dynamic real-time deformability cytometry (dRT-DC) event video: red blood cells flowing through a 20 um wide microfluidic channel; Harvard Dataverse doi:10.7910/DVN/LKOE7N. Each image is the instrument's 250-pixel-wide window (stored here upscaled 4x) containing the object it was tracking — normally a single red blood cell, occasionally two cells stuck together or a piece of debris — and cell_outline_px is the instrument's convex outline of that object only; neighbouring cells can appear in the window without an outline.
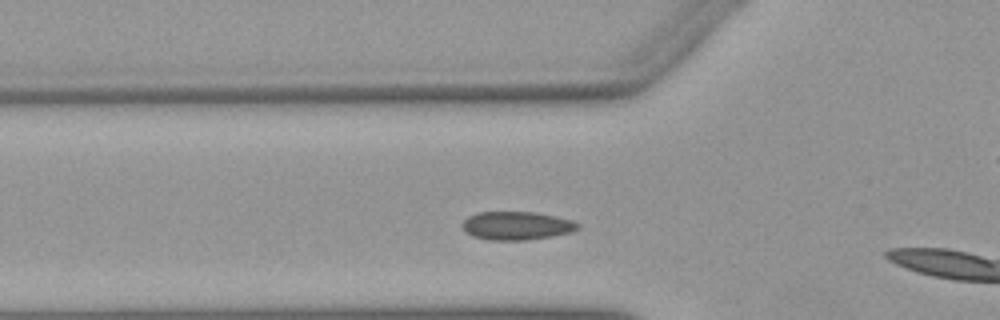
{"species": "Egyptian fruit bat (a non-hibernating species)", "species_latin": "Rousettus aegyptiacus", "temperature_condition": "warm", "stored_images_in_passage": 26, "camera_frame_rate_fps": 3000, "um_per_image_px": 0.085, "animal": {"sex": "female"}, "frame": {"image": 1, "passage_image": 8, "time_ms": 2.333, "image_size_px": [1000, 320], "cell_outline_px": [[580, 228], [572, 232], [552, 236], [528, 240], [488, 240], [472, 236], [464, 228], [464, 220], [468, 216], [476, 212], [536, 212], [556, 216], [572, 220], [580, 224]], "centroid_in_image_um": [43.96, 19.18], "position_along_channel_um": 81.8, "area_um2": 19.13}}
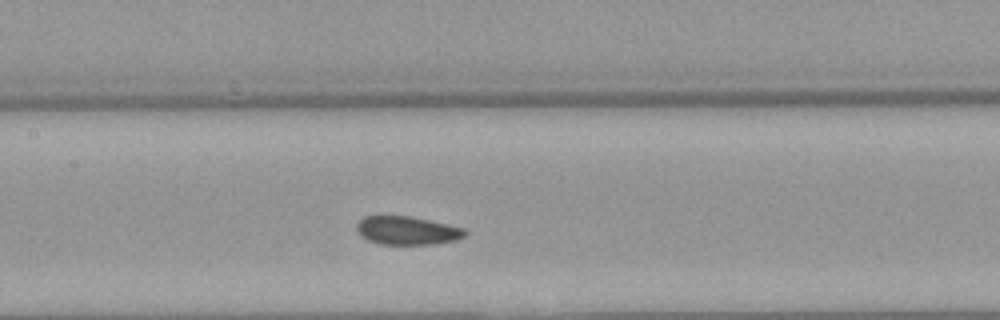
{"frame": {"image": 2, "passage_image": 15, "time_ms": 4.667, "image_size_px": [1000, 320], "cell_outline_px": [[468, 232], [464, 236], [456, 240], [436, 244], [380, 244], [368, 240], [360, 236], [356, 228], [356, 224], [364, 216], [408, 216], [448, 224], [464, 228]], "centroid_in_image_um": [34.6, 19.6], "position_along_channel_um": 172.8, "area_um2": 17.92}}
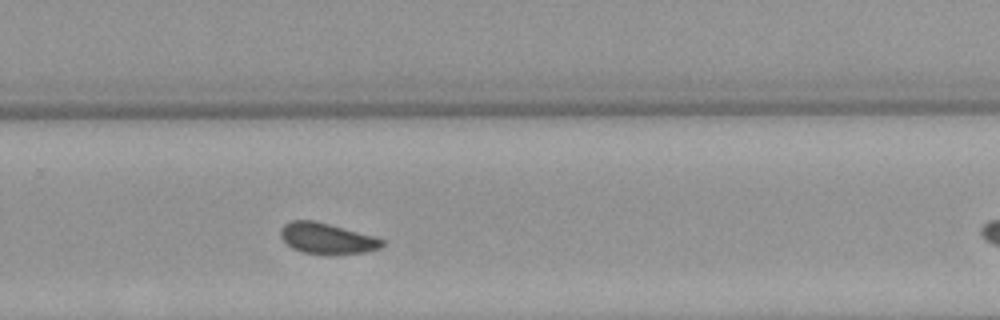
{"frame": {"image": 3, "passage_image": 25, "time_ms": 8.0, "image_size_px": [1000, 320], "cell_outline_px": [[384, 244], [380, 248], [368, 252], [304, 252], [292, 248], [280, 236], [280, 228], [284, 224], [292, 220], [312, 220], [328, 224], [372, 236], [384, 240]], "centroid_in_image_um": [27.75, 20.23], "position_along_channel_um": 302.1, "area_um2": 17.4}}